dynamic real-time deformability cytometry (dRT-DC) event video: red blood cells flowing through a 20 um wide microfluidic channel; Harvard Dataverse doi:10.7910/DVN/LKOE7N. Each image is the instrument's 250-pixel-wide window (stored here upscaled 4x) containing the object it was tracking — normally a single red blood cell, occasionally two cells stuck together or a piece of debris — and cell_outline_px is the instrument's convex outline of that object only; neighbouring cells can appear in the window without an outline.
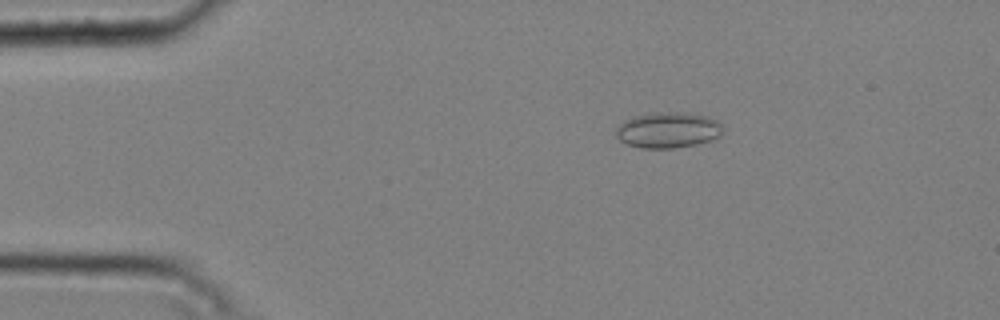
{"species": "common noctule bat (a hibernating species)", "species_latin": "Nyctalus noctula", "temperature_condition": "cold", "stored_images_in_passage": 50, "camera_frame_rate_fps": 3000, "um_per_image_px": 0.085, "animal": {"sex": "male", "body_mass_g": 20.4}, "frame": {"image": 1, "passage_image": 10, "time_ms": 3.0, "image_size_px": [1000, 320], "cell_outline_px": [[720, 136], [712, 140], [696, 144], [672, 148], [640, 148], [628, 144], [620, 140], [616, 136], [616, 128], [624, 120], [636, 116], [656, 112], [676, 112], [708, 116], [716, 120], [720, 124]], "centroid_in_image_um": [56.75, 11.06], "position_along_channel_um": 28.2, "area_um2": 22.02}}
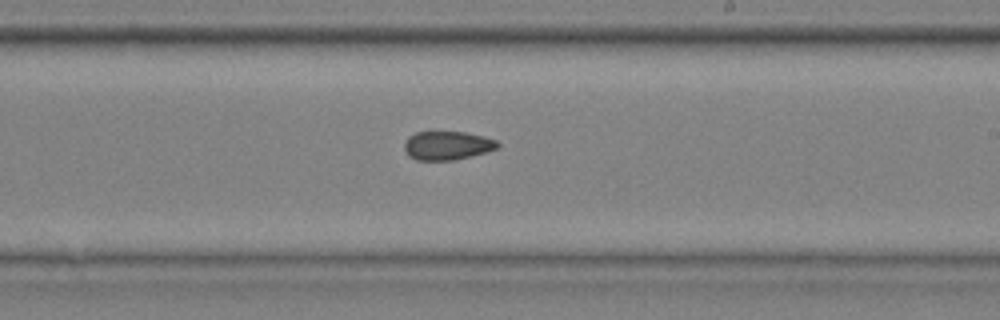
{"frame": {"image": 2, "passage_image": 32, "time_ms": 10.333, "image_size_px": [1000, 320], "cell_outline_px": [[500, 144], [496, 148], [488, 152], [456, 160], [416, 160], [408, 156], [404, 148], [404, 144], [408, 136], [416, 132], [464, 132], [484, 136], [496, 140]], "centroid_in_image_um": [38.01, 12.37], "position_along_channel_um": 251.0, "area_um2": 15.72}}
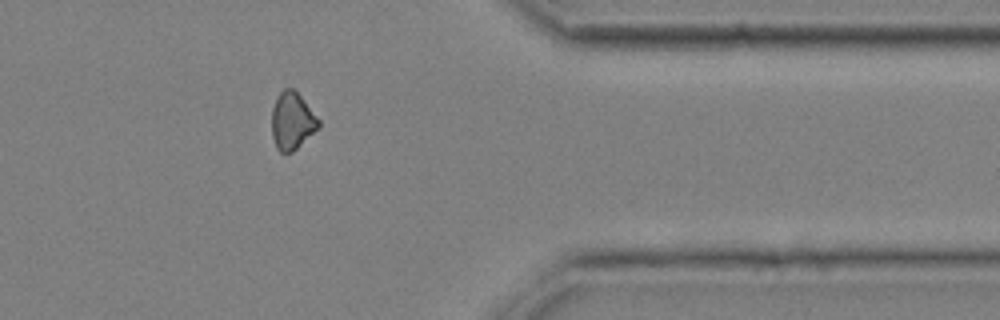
{"frame": {"image": 3, "passage_image": 44, "time_ms": 14.333, "image_size_px": [1000, 320], "cell_outline_px": [[320, 124], [292, 152], [280, 152], [276, 148], [272, 136], [272, 108], [276, 96], [284, 88], [292, 88], [304, 100], [320, 120]], "centroid_in_image_um": [24.79, 10.25], "position_along_channel_um": 386.6, "area_um2": 15.32}, "authors_computed_cell_mechanics": {"area_um2": 16.184, "velocity_mm_per_s": 3.7694, "shape_relaxation_time_tau1_ms": null, "shape_relaxation_time_tau2_ms": 3.8252, "deformation_change_tau1": null, "deformation_change_tau2": 0.0794}}